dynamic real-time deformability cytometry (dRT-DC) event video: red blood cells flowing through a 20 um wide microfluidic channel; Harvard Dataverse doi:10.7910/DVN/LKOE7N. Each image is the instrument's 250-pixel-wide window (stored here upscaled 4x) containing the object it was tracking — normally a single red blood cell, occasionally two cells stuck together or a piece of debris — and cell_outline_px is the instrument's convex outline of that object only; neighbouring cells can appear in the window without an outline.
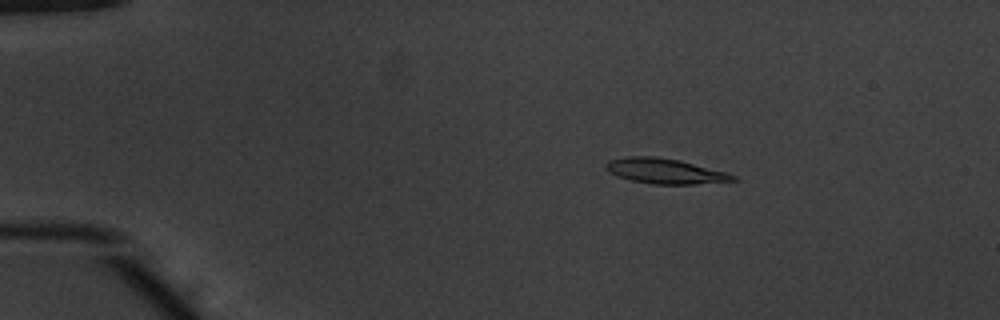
{"species": "common noctule bat (a hibernating species)", "species_latin": "Nyctalus noctula", "temperature_condition": "warm", "stored_images_in_passage": 46, "camera_frame_rate_fps": 3000, "um_per_image_px": 0.085, "animal": {"sex": "male", "body_mass_g": 20.1, "forearm_length_mm": 53.5}, "frame": {"image": 1, "passage_image": 3, "time_ms": 0.667, "image_size_px": [1000, 320], "cell_outline_px": [[740, 180], [696, 184], [652, 184], [632, 180], [616, 176], [608, 172], [604, 168], [604, 164], [608, 160], [624, 156], [656, 156], [680, 160], [728, 172], [736, 176]], "centroid_in_image_um": [56.51, 14.53], "position_along_channel_um": 28.5, "area_um2": 19.02}}
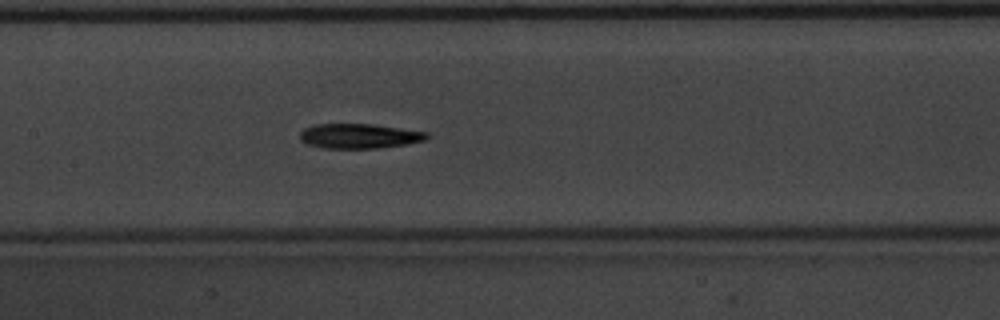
{"frame": {"image": 2, "passage_image": 20, "time_ms": 6.333, "image_size_px": [1000, 320], "cell_outline_px": [[428, 136], [424, 140], [408, 144], [380, 148], [320, 148], [308, 144], [300, 140], [300, 132], [304, 128], [316, 124], [376, 124], [428, 132]], "centroid_in_image_um": [30.53, 11.56], "position_along_channel_um": 176.9, "area_um2": 18.44}}
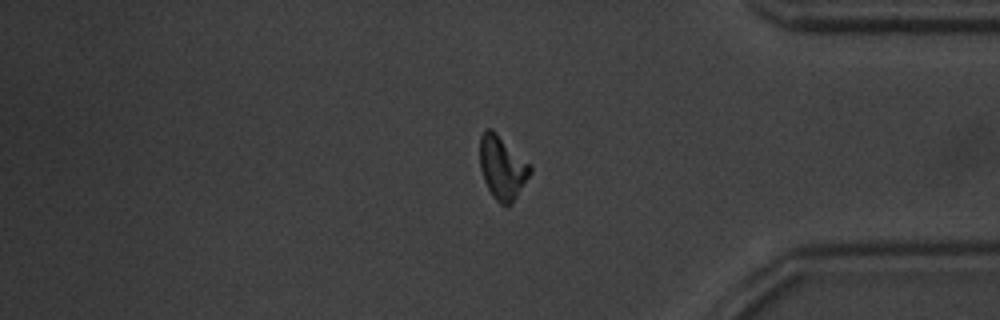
{"frame": {"image": 3, "passage_image": 38, "time_ms": 12.333, "image_size_px": [1000, 320], "cell_outline_px": [[532, 172], [508, 208], [504, 208], [492, 196], [484, 180], [480, 168], [480, 136], [484, 128], [492, 128], [532, 164]], "centroid_in_image_um": [42.7, 14.22], "position_along_channel_um": 392.5, "area_um2": 18.96}, "authors_computed_cell_mechanics": {"area_um2": 18.1781, "velocity_mm_per_s": 3.894, "shape_relaxation_time_tau1_ms": 3.6239, "shape_relaxation_time_tau2_ms": 9.7616, "deformation_change_tau1": 0.1701, "deformation_change_tau2": 0.2302}}